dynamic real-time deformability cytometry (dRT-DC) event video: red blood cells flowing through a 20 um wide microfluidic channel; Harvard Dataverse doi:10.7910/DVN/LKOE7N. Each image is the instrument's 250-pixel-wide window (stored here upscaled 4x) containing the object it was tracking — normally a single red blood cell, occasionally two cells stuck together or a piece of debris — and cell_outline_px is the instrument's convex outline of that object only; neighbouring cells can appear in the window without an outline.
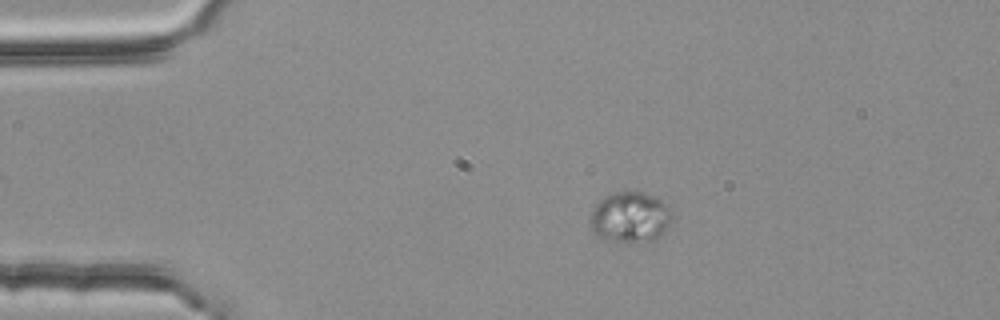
{"species": "common noctule bat (a hibernating species)", "species_latin": "Nyctalus noctula", "temperature_condition": "room temperature", "stored_images_in_passage": 55, "camera_frame_rate_fps": 3000, "um_per_image_px": 0.085, "animal": {"sex": "female", "body_mass_g": 25.1}, "frame": {"image": 1, "passage_image": 11, "time_ms": 3.333, "image_size_px": [1000, 320], "cell_outline_px": [[680, 216], [656, 240], [644, 244], [612, 244], [596, 236], [592, 232], [588, 224], [588, 220], [596, 204], [604, 196], [612, 192], [644, 192], [656, 196], [672, 204]], "centroid_in_image_um": [53.68, 18.52], "position_along_channel_um": 31.3, "area_um2": 26.53}}
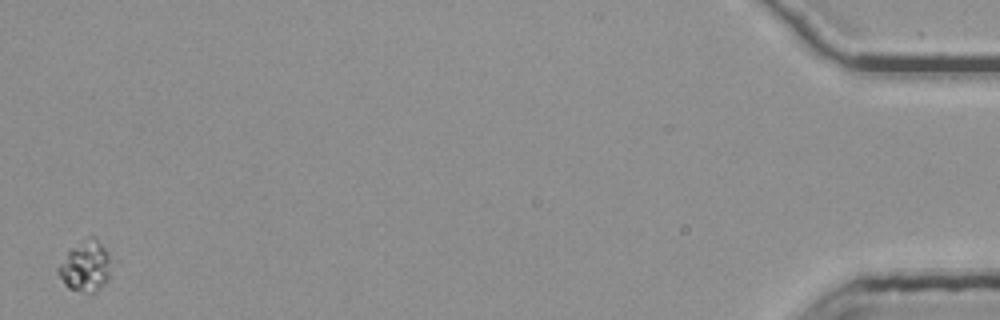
{"frame": {"image": 2, "passage_image": 55, "time_ms": 18.0, "image_size_px": [1000, 320], "cell_outline_px": [[120, 260], [108, 280], [96, 292], [92, 292], [68, 288], [64, 284], [56, 272], [56, 268], [68, 252], [72, 248], [88, 236], [96, 236]], "centroid_in_image_um": [7.44, 22.57], "position_along_channel_um": 427.8, "area_um2": 16.88}}